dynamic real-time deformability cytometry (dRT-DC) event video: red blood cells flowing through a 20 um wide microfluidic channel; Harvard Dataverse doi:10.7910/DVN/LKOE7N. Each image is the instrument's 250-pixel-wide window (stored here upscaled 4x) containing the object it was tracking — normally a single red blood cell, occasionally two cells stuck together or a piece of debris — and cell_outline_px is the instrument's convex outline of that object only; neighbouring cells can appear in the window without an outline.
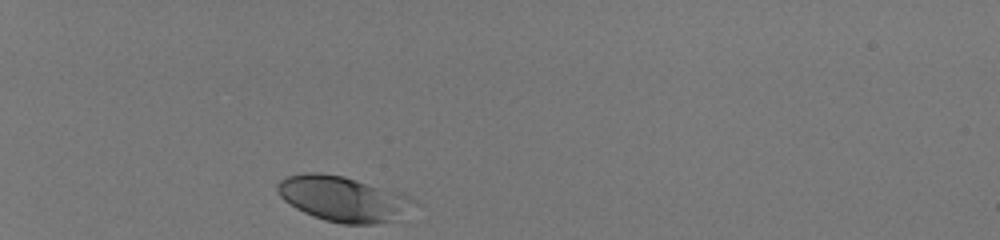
{"species": "human", "species_latin": "Homo sapiens", "temperature_condition": "room temperature", "stored_images_in_passage": 31, "camera_frame_rate_fps": 3000, "um_per_image_px": 0.085, "donor": {"sex": "male"}, "frame": {"image": 1, "passage_image": 1, "time_ms": 0.0, "image_size_px": [1000, 240], "cell_outline_px": [[420, 204], [400, 220], [372, 224], [340, 224], [324, 220], [304, 212], [296, 208], [284, 200], [280, 196], [276, 188], [276, 184], [280, 180], [288, 176], [304, 172], [320, 172], [344, 176], [400, 192], [416, 200]], "centroid_in_image_um": [29.25, 16.91], "position_along_channel_um": 55.8, "area_um2": 36.65}}
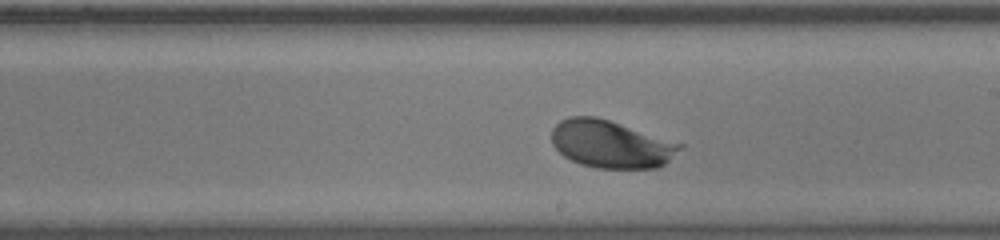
{"frame": {"image": 2, "passage_image": 18, "time_ms": 5.667, "image_size_px": [1000, 240], "cell_outline_px": [[684, 148], [664, 164], [656, 168], [596, 168], [580, 164], [564, 156], [552, 144], [552, 128], [560, 120], [568, 116], [596, 116], [684, 144]], "centroid_in_image_um": [51.93, 12.25], "position_along_channel_um": 237.1, "area_um2": 35.55}}
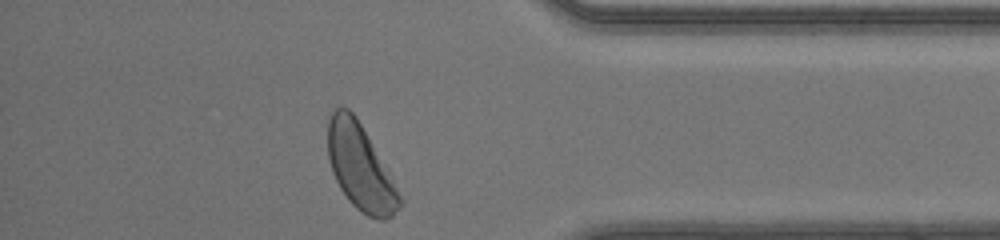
{"frame": {"image": 3, "passage_image": 31, "time_ms": 10.0, "image_size_px": [1000, 240], "cell_outline_px": [[404, 200], [400, 208], [388, 220], [380, 220], [368, 216], [360, 212], [348, 200], [340, 188], [332, 172], [328, 156], [328, 116], [336, 108], [348, 108], [356, 116]], "centroid_in_image_um": [30.62, 14.26], "position_along_channel_um": 404.6, "area_um2": 35.55}, "authors_computed_cell_mechanics": {"area_um2": 35.258, "velocity_mm_per_s": 4.0879, "shape_relaxation_time_tau1_ms": 1.3781, "shape_relaxation_time_tau2_ms": null, "deformation_change_tau1": 0.1108, "deformation_change_tau2": null}}